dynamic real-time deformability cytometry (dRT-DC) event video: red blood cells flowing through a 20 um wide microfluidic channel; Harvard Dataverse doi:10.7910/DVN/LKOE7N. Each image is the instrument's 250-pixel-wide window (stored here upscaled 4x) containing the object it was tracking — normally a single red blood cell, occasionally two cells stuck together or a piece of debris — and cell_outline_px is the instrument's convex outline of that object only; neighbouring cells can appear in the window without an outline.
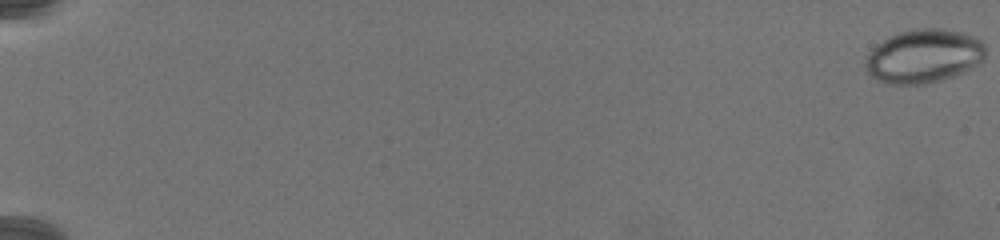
{"species": "common noctule bat (a hibernating species)", "species_latin": "Nyctalus noctula", "temperature_condition": "warm", "stored_images_in_passage": 81, "camera_frame_rate_fps": 3000, "um_per_image_px": 0.085, "animal": {"sex": "female", "body_mass_g": 19.5, "forearm_length_mm": 54.1}, "frame": {"image": 1, "passage_image": 1, "time_ms": 0.0, "image_size_px": [1000, 240], "cell_outline_px": [[984, 60], [980, 64], [956, 76], [924, 84], [892, 84], [876, 80], [864, 72], [864, 64], [872, 48], [884, 40], [900, 32], [912, 28], [944, 28], [964, 32], [976, 36], [984, 44]], "centroid_in_image_um": [78.53, 4.77], "position_along_channel_um": 6.5, "area_um2": 38.03}}
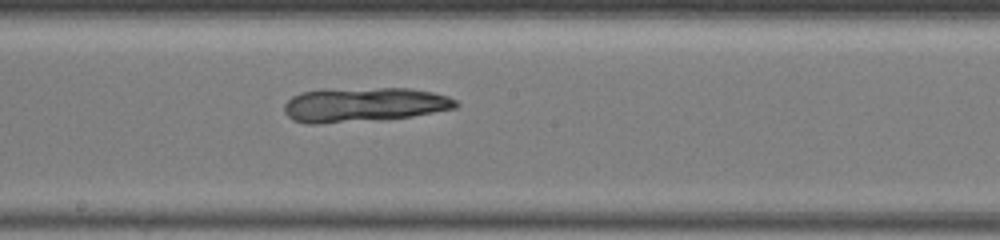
{"frame": {"image": 2, "passage_image": 49, "time_ms": 16.0, "image_size_px": [1000, 240], "cell_outline_px": [[460, 104], [456, 108], [412, 116], [388, 120], [316, 124], [308, 124], [292, 120], [284, 112], [284, 104], [292, 96], [300, 92], [320, 88], [408, 88], [432, 92], [448, 96], [456, 100]], "centroid_in_image_um": [30.9, 8.9], "position_along_channel_um": 217.3, "area_um2": 35.32}}
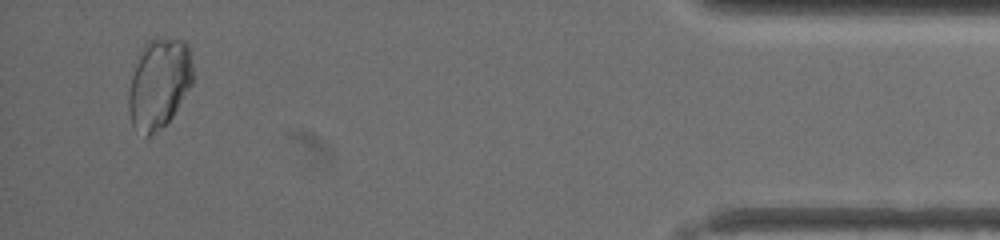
{"frame": {"image": 3, "passage_image": 78, "time_ms": 25.667, "image_size_px": [1000, 240], "cell_outline_px": [[192, 84], [172, 116], [148, 140], [144, 140], [132, 128], [128, 112], [128, 92], [132, 76], [140, 48], [148, 40], [184, 40], [188, 44], [192, 64]], "centroid_in_image_um": [13.47, 7.18], "position_along_channel_um": 421.7, "area_um2": 34.04}}